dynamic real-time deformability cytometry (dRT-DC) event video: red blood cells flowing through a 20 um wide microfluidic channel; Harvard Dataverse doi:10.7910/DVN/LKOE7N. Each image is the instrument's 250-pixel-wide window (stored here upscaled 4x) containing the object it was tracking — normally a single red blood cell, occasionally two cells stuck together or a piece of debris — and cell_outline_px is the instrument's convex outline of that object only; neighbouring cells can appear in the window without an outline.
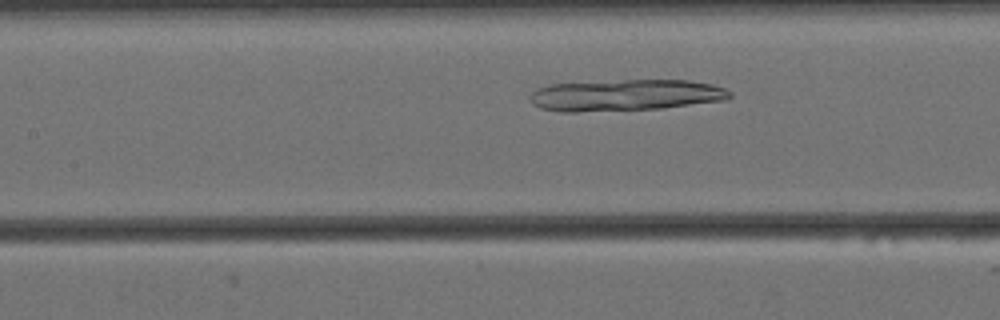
{"species": "Egyptian fruit bat (a non-hibernating species)", "species_latin": "Rousettus aegyptiacus", "temperature_condition": "cold", "stored_images_in_passage": 47, "camera_frame_rate_fps": 3000, "um_per_image_px": 0.085, "animal": {"sex": "female"}, "frame": {"image": 1, "passage_image": 14, "time_ms": 4.333, "image_size_px": [1000, 320], "cell_outline_px": [[732, 96], [728, 100], [660, 108], [576, 112], [560, 112], [540, 108], [532, 104], [528, 96], [536, 88], [552, 84], [624, 80], [688, 80], [712, 84], [724, 88], [732, 92]], "centroid_in_image_um": [53.16, 8.09], "position_along_channel_um": 154.2, "area_um2": 36.76}}
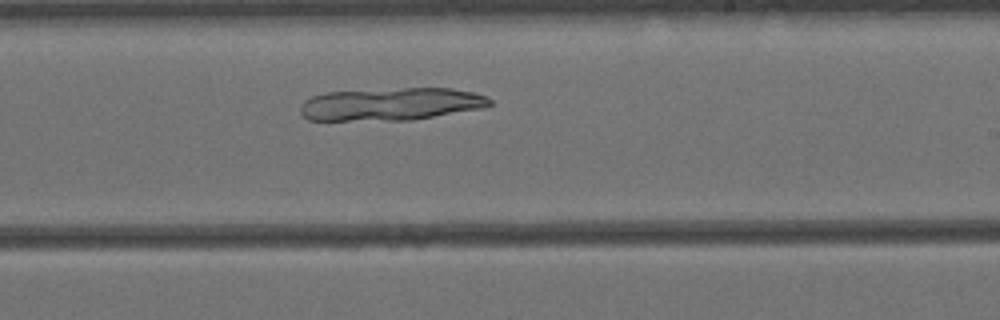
{"frame": {"image": 2, "passage_image": 23, "time_ms": 7.333, "image_size_px": [1000, 320], "cell_outline_px": [[492, 104], [484, 108], [412, 120], [308, 120], [300, 112], [300, 104], [304, 100], [312, 96], [328, 92], [404, 88], [452, 88], [472, 92], [488, 96], [492, 100]], "centroid_in_image_um": [33.26, 8.85], "position_along_channel_um": 255.7, "area_um2": 36.18}}
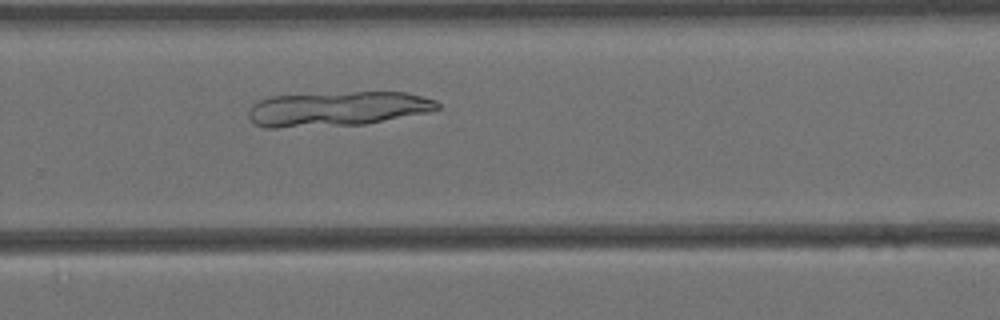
{"frame": {"image": 3, "passage_image": 27, "time_ms": 8.667, "image_size_px": [1000, 320], "cell_outline_px": [[440, 108], [428, 112], [364, 124], [276, 128], [264, 128], [256, 124], [248, 116], [248, 112], [252, 104], [268, 96], [352, 92], [404, 92], [436, 100], [440, 104]], "centroid_in_image_um": [28.64, 9.25], "position_along_channel_um": 301.2, "area_um2": 38.09}}